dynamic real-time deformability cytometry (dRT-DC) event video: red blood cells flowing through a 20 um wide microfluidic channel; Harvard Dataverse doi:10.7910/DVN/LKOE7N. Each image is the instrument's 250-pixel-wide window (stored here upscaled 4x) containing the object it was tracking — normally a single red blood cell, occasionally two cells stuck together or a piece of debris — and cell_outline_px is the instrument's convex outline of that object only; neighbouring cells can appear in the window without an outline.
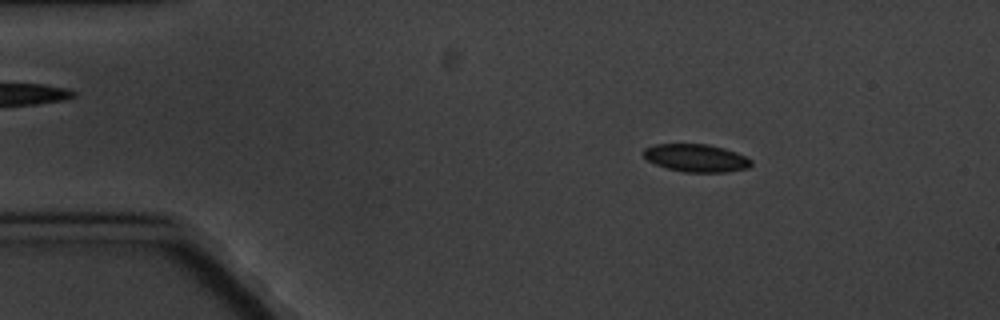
{"species": "common noctule bat (a hibernating species)", "species_latin": "Nyctalus noctula", "temperature_condition": "cold", "stored_images_in_passage": 9, "camera_frame_rate_fps": 3000, "um_per_image_px": 0.085, "animal": {"sex": "male", "body_mass_g": 20.1, "forearm_length_mm": 53.5}, "frame": {"image": 1, "passage_image": 2, "time_ms": 1.333, "image_size_px": [1000, 320], "cell_outline_px": [[752, 164], [748, 168], [728, 172], [684, 172], [668, 168], [656, 164], [648, 160], [644, 156], [644, 148], [656, 144], [708, 144], [724, 148], [736, 152], [752, 160]], "centroid_in_image_um": [59.2, 13.43], "position_along_channel_um": 25.8, "area_um2": 17.34}}